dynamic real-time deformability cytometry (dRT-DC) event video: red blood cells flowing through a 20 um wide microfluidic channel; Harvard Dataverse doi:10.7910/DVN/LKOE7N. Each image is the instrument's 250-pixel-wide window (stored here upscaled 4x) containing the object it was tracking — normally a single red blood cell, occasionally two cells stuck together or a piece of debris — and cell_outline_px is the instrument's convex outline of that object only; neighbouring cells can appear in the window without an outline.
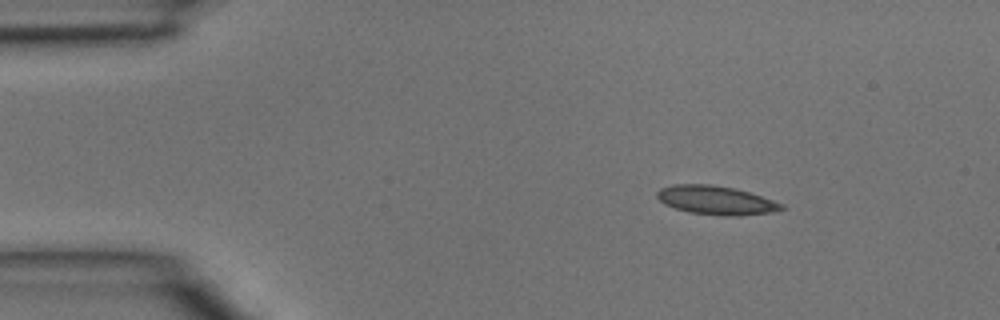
{"species": "common noctule bat (a hibernating species)", "species_latin": "Nyctalus noctula", "temperature_condition": "room temperature", "stored_images_in_passage": 5, "camera_frame_rate_fps": 3000, "um_per_image_px": 0.085, "animal": {"sex": "male", "body_mass_g": 15.6}, "frame": {"image": 1, "passage_image": 5, "time_ms": 1.333, "image_size_px": [1000, 320], "cell_outline_px": [[784, 208], [772, 212], [740, 216], [724, 216], [688, 212], [664, 204], [656, 196], [656, 192], [660, 188], [672, 184], [712, 184], [732, 188], [748, 192], [784, 204]], "centroid_in_image_um": [60.82, 17.02], "position_along_channel_um": 24.2, "area_um2": 20.81}}